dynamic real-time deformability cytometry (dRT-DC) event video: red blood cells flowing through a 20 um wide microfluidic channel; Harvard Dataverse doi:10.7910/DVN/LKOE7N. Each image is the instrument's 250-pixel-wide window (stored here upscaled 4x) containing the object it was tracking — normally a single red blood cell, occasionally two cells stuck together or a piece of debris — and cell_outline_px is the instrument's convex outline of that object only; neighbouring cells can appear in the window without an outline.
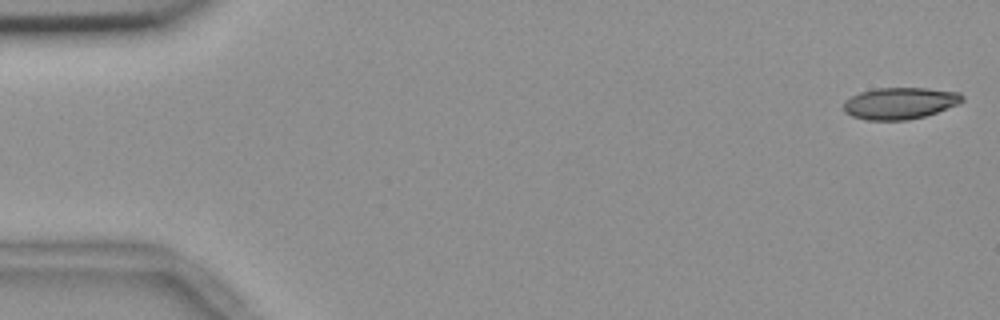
{"species": "common noctule bat (a hibernating species)", "species_latin": "Nyctalus noctula", "temperature_condition": "room temperature", "stored_images_in_passage": 55, "camera_frame_rate_fps": 3000, "um_per_image_px": 0.085, "animal": {"sex": "female", "body_mass_g": 18.4}, "frame": {"image": 1, "passage_image": 1, "time_ms": 0.0, "image_size_px": [1000, 320], "cell_outline_px": [[964, 100], [960, 104], [924, 116], [908, 120], [864, 120], [852, 116], [844, 112], [844, 100], [860, 92], [876, 88], [928, 88], [960, 92], [964, 96]], "centroid_in_image_um": [76.51, 8.77], "position_along_channel_um": 8.5, "area_um2": 22.08}}
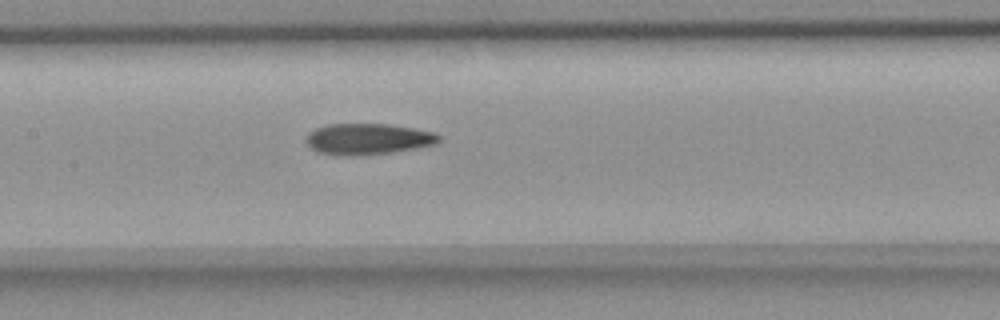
{"frame": {"image": 2, "passage_image": 26, "time_ms": 8.333, "image_size_px": [1000, 320], "cell_outline_px": [[440, 140], [436, 144], [416, 148], [392, 152], [348, 156], [344, 156], [316, 152], [308, 144], [308, 136], [316, 128], [328, 124], [388, 124], [412, 128], [432, 132], [440, 136]], "centroid_in_image_um": [31.29, 11.82], "position_along_channel_um": 176.1, "area_um2": 23.7}}
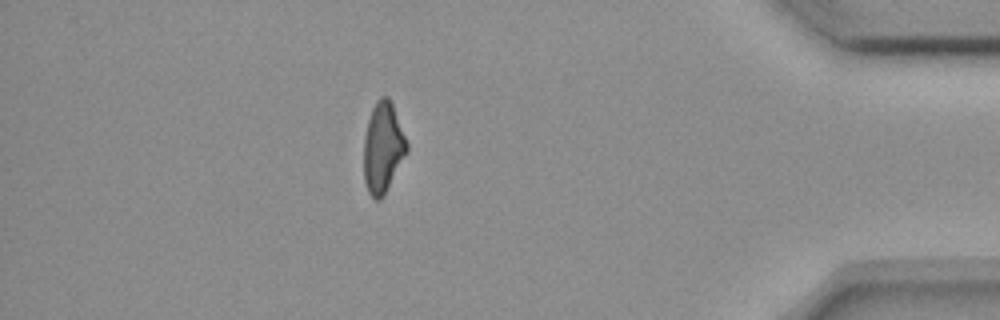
{"frame": {"image": 3, "passage_image": 48, "time_ms": 15.667, "image_size_px": [1000, 320], "cell_outline_px": [[408, 152], [384, 196], [380, 200], [376, 200], [368, 192], [364, 180], [364, 136], [368, 120], [372, 108], [376, 100], [380, 96], [388, 96], [392, 104], [408, 144]], "centroid_in_image_um": [32.55, 12.56], "position_along_channel_um": 402.7, "area_um2": 22.77}, "authors_computed_cell_mechanics": {"area_um2": 23.5246, "velocity_mm_per_s": 3.6813, "shape_relaxation_time_tau1_ms": null, "shape_relaxation_time_tau2_ms": 9.9185, "deformation_change_tau1": null, "deformation_change_tau2": 0.2037}}